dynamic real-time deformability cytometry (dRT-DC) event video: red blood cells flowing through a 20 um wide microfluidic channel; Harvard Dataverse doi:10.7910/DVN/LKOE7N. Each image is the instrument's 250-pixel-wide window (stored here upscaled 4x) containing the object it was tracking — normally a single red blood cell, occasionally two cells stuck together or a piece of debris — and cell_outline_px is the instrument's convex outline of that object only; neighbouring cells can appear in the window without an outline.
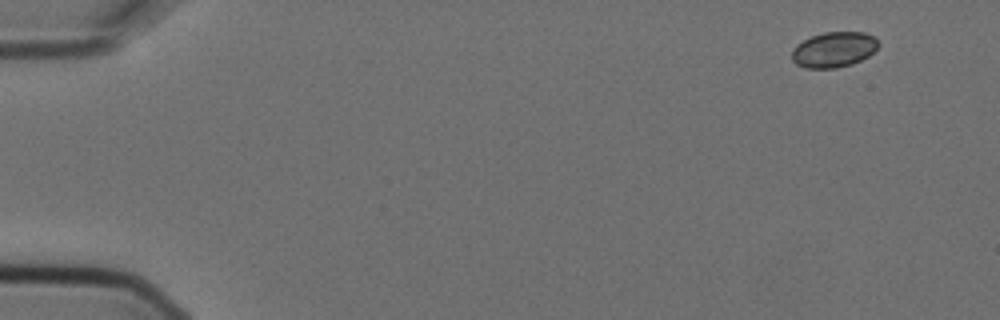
{"species": "Egyptian fruit bat (a non-hibernating species)", "species_latin": "Rousettus aegyptiacus", "temperature_condition": "cold", "stored_images_in_passage": 5, "camera_frame_rate_fps": 3000, "um_per_image_px": 0.085, "animal": {"sex": "female"}, "frame": {"image": 1, "passage_image": 1, "time_ms": 0.0, "image_size_px": [1000, 320], "cell_outline_px": [[880, 44], [868, 56], [852, 64], [836, 68], [804, 68], [796, 64], [792, 60], [792, 48], [796, 44], [812, 36], [824, 32], [864, 32], [872, 36]], "centroid_in_image_um": [70.84, 4.22], "position_along_channel_um": 14.2, "area_um2": 17.8}}
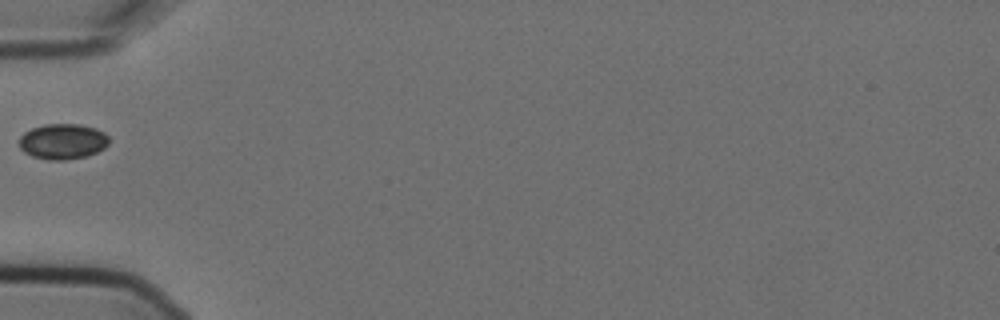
{"frame": {"image": 2, "passage_image": 5, "time_ms": 1.333, "image_size_px": [1000, 320], "cell_outline_px": [[108, 144], [104, 148], [88, 156], [64, 160], [48, 160], [32, 156], [24, 152], [20, 148], [20, 136], [24, 132], [32, 128], [44, 124], [80, 124], [96, 128], [104, 132], [108, 136]], "centroid_in_image_um": [5.33, 12.02], "position_along_channel_um": 79.7, "area_um2": 18.67}}